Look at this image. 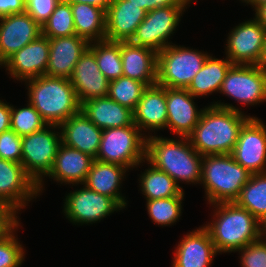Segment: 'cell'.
Instances as JSON below:
<instances>
[{
  "label": "cell",
  "mask_w": 266,
  "mask_h": 267,
  "mask_svg": "<svg viewBox=\"0 0 266 267\" xmlns=\"http://www.w3.org/2000/svg\"><path fill=\"white\" fill-rule=\"evenodd\" d=\"M260 66L266 69V35H265V40L263 44V51L261 55Z\"/></svg>",
  "instance_id": "obj_48"
},
{
  "label": "cell",
  "mask_w": 266,
  "mask_h": 267,
  "mask_svg": "<svg viewBox=\"0 0 266 267\" xmlns=\"http://www.w3.org/2000/svg\"><path fill=\"white\" fill-rule=\"evenodd\" d=\"M235 203L261 222L266 216V173L252 174Z\"/></svg>",
  "instance_id": "obj_31"
},
{
  "label": "cell",
  "mask_w": 266,
  "mask_h": 267,
  "mask_svg": "<svg viewBox=\"0 0 266 267\" xmlns=\"http://www.w3.org/2000/svg\"><path fill=\"white\" fill-rule=\"evenodd\" d=\"M61 143V132L57 125H47L39 131L22 137L21 164L25 172L38 185L39 195L45 190L43 178H47L52 170Z\"/></svg>",
  "instance_id": "obj_8"
},
{
  "label": "cell",
  "mask_w": 266,
  "mask_h": 267,
  "mask_svg": "<svg viewBox=\"0 0 266 267\" xmlns=\"http://www.w3.org/2000/svg\"><path fill=\"white\" fill-rule=\"evenodd\" d=\"M147 87L145 83L121 76L109 82L108 97L134 111Z\"/></svg>",
  "instance_id": "obj_33"
},
{
  "label": "cell",
  "mask_w": 266,
  "mask_h": 267,
  "mask_svg": "<svg viewBox=\"0 0 266 267\" xmlns=\"http://www.w3.org/2000/svg\"><path fill=\"white\" fill-rule=\"evenodd\" d=\"M255 18L259 21L260 24H262L266 29V5L259 6L255 10Z\"/></svg>",
  "instance_id": "obj_46"
},
{
  "label": "cell",
  "mask_w": 266,
  "mask_h": 267,
  "mask_svg": "<svg viewBox=\"0 0 266 267\" xmlns=\"http://www.w3.org/2000/svg\"><path fill=\"white\" fill-rule=\"evenodd\" d=\"M28 101L48 125L60 126L80 111V103L70 79L42 75L24 81Z\"/></svg>",
  "instance_id": "obj_4"
},
{
  "label": "cell",
  "mask_w": 266,
  "mask_h": 267,
  "mask_svg": "<svg viewBox=\"0 0 266 267\" xmlns=\"http://www.w3.org/2000/svg\"><path fill=\"white\" fill-rule=\"evenodd\" d=\"M0 158L21 163L22 137L12 129L0 133Z\"/></svg>",
  "instance_id": "obj_39"
},
{
  "label": "cell",
  "mask_w": 266,
  "mask_h": 267,
  "mask_svg": "<svg viewBox=\"0 0 266 267\" xmlns=\"http://www.w3.org/2000/svg\"><path fill=\"white\" fill-rule=\"evenodd\" d=\"M146 137V160L167 173L176 184H200L203 156L191 145L187 137L168 139L149 134Z\"/></svg>",
  "instance_id": "obj_2"
},
{
  "label": "cell",
  "mask_w": 266,
  "mask_h": 267,
  "mask_svg": "<svg viewBox=\"0 0 266 267\" xmlns=\"http://www.w3.org/2000/svg\"><path fill=\"white\" fill-rule=\"evenodd\" d=\"M123 76L145 83L147 86L157 81V53L149 48L130 42H120Z\"/></svg>",
  "instance_id": "obj_25"
},
{
  "label": "cell",
  "mask_w": 266,
  "mask_h": 267,
  "mask_svg": "<svg viewBox=\"0 0 266 267\" xmlns=\"http://www.w3.org/2000/svg\"><path fill=\"white\" fill-rule=\"evenodd\" d=\"M62 1L69 4H76V3L89 4L99 8H103L105 11L112 2V0H62Z\"/></svg>",
  "instance_id": "obj_45"
},
{
  "label": "cell",
  "mask_w": 266,
  "mask_h": 267,
  "mask_svg": "<svg viewBox=\"0 0 266 267\" xmlns=\"http://www.w3.org/2000/svg\"><path fill=\"white\" fill-rule=\"evenodd\" d=\"M174 252L172 267H210L218 254L204 226L184 235Z\"/></svg>",
  "instance_id": "obj_19"
},
{
  "label": "cell",
  "mask_w": 266,
  "mask_h": 267,
  "mask_svg": "<svg viewBox=\"0 0 266 267\" xmlns=\"http://www.w3.org/2000/svg\"><path fill=\"white\" fill-rule=\"evenodd\" d=\"M60 1L61 0H25V12L42 27Z\"/></svg>",
  "instance_id": "obj_40"
},
{
  "label": "cell",
  "mask_w": 266,
  "mask_h": 267,
  "mask_svg": "<svg viewBox=\"0 0 266 267\" xmlns=\"http://www.w3.org/2000/svg\"><path fill=\"white\" fill-rule=\"evenodd\" d=\"M89 47L94 51L99 70L109 82L123 76L120 42L103 40L91 42Z\"/></svg>",
  "instance_id": "obj_32"
},
{
  "label": "cell",
  "mask_w": 266,
  "mask_h": 267,
  "mask_svg": "<svg viewBox=\"0 0 266 267\" xmlns=\"http://www.w3.org/2000/svg\"><path fill=\"white\" fill-rule=\"evenodd\" d=\"M89 44L77 35L49 38L50 52L45 75L70 79L75 64Z\"/></svg>",
  "instance_id": "obj_21"
},
{
  "label": "cell",
  "mask_w": 266,
  "mask_h": 267,
  "mask_svg": "<svg viewBox=\"0 0 266 267\" xmlns=\"http://www.w3.org/2000/svg\"><path fill=\"white\" fill-rule=\"evenodd\" d=\"M184 11L183 6H167L148 11L129 42L159 53L172 44L168 39L175 33Z\"/></svg>",
  "instance_id": "obj_9"
},
{
  "label": "cell",
  "mask_w": 266,
  "mask_h": 267,
  "mask_svg": "<svg viewBox=\"0 0 266 267\" xmlns=\"http://www.w3.org/2000/svg\"><path fill=\"white\" fill-rule=\"evenodd\" d=\"M72 15L77 36L89 43L103 41L106 36V11L93 5L71 4Z\"/></svg>",
  "instance_id": "obj_28"
},
{
  "label": "cell",
  "mask_w": 266,
  "mask_h": 267,
  "mask_svg": "<svg viewBox=\"0 0 266 267\" xmlns=\"http://www.w3.org/2000/svg\"><path fill=\"white\" fill-rule=\"evenodd\" d=\"M187 89L166 87L167 125L170 132L188 137L198 124L204 108L198 110Z\"/></svg>",
  "instance_id": "obj_18"
},
{
  "label": "cell",
  "mask_w": 266,
  "mask_h": 267,
  "mask_svg": "<svg viewBox=\"0 0 266 267\" xmlns=\"http://www.w3.org/2000/svg\"><path fill=\"white\" fill-rule=\"evenodd\" d=\"M41 35L47 38L76 35L71 4L60 1L48 20L41 27Z\"/></svg>",
  "instance_id": "obj_35"
},
{
  "label": "cell",
  "mask_w": 266,
  "mask_h": 267,
  "mask_svg": "<svg viewBox=\"0 0 266 267\" xmlns=\"http://www.w3.org/2000/svg\"><path fill=\"white\" fill-rule=\"evenodd\" d=\"M146 137L135 124L105 129L95 160L137 168L146 160Z\"/></svg>",
  "instance_id": "obj_6"
},
{
  "label": "cell",
  "mask_w": 266,
  "mask_h": 267,
  "mask_svg": "<svg viewBox=\"0 0 266 267\" xmlns=\"http://www.w3.org/2000/svg\"><path fill=\"white\" fill-rule=\"evenodd\" d=\"M94 160L92 156L61 143L47 176L64 185H83Z\"/></svg>",
  "instance_id": "obj_24"
},
{
  "label": "cell",
  "mask_w": 266,
  "mask_h": 267,
  "mask_svg": "<svg viewBox=\"0 0 266 267\" xmlns=\"http://www.w3.org/2000/svg\"><path fill=\"white\" fill-rule=\"evenodd\" d=\"M237 252H241V267H266V238L261 237Z\"/></svg>",
  "instance_id": "obj_38"
},
{
  "label": "cell",
  "mask_w": 266,
  "mask_h": 267,
  "mask_svg": "<svg viewBox=\"0 0 266 267\" xmlns=\"http://www.w3.org/2000/svg\"><path fill=\"white\" fill-rule=\"evenodd\" d=\"M214 205V206H213ZM213 219L204 225L218 253H232L259 240L261 223L235 202L211 204Z\"/></svg>",
  "instance_id": "obj_3"
},
{
  "label": "cell",
  "mask_w": 266,
  "mask_h": 267,
  "mask_svg": "<svg viewBox=\"0 0 266 267\" xmlns=\"http://www.w3.org/2000/svg\"><path fill=\"white\" fill-rule=\"evenodd\" d=\"M20 224L19 221L0 239V267H19L24 261V248L19 242L18 237L15 235Z\"/></svg>",
  "instance_id": "obj_37"
},
{
  "label": "cell",
  "mask_w": 266,
  "mask_h": 267,
  "mask_svg": "<svg viewBox=\"0 0 266 267\" xmlns=\"http://www.w3.org/2000/svg\"><path fill=\"white\" fill-rule=\"evenodd\" d=\"M132 3H135L140 8L144 9L146 12L152 11L156 8L167 7V6H183L187 9L186 6H190L192 0H128Z\"/></svg>",
  "instance_id": "obj_41"
},
{
  "label": "cell",
  "mask_w": 266,
  "mask_h": 267,
  "mask_svg": "<svg viewBox=\"0 0 266 267\" xmlns=\"http://www.w3.org/2000/svg\"><path fill=\"white\" fill-rule=\"evenodd\" d=\"M251 118L232 104L215 101L205 106L198 124L187 137L201 154H232L243 125Z\"/></svg>",
  "instance_id": "obj_1"
},
{
  "label": "cell",
  "mask_w": 266,
  "mask_h": 267,
  "mask_svg": "<svg viewBox=\"0 0 266 267\" xmlns=\"http://www.w3.org/2000/svg\"><path fill=\"white\" fill-rule=\"evenodd\" d=\"M242 3H246L247 5H251L254 10H256L259 6L266 5V0H240Z\"/></svg>",
  "instance_id": "obj_47"
},
{
  "label": "cell",
  "mask_w": 266,
  "mask_h": 267,
  "mask_svg": "<svg viewBox=\"0 0 266 267\" xmlns=\"http://www.w3.org/2000/svg\"><path fill=\"white\" fill-rule=\"evenodd\" d=\"M226 39V58L232 64L260 65L265 27L254 17L235 26Z\"/></svg>",
  "instance_id": "obj_12"
},
{
  "label": "cell",
  "mask_w": 266,
  "mask_h": 267,
  "mask_svg": "<svg viewBox=\"0 0 266 267\" xmlns=\"http://www.w3.org/2000/svg\"><path fill=\"white\" fill-rule=\"evenodd\" d=\"M59 128L64 145L96 158L103 130L90 121L81 110L63 122Z\"/></svg>",
  "instance_id": "obj_23"
},
{
  "label": "cell",
  "mask_w": 266,
  "mask_h": 267,
  "mask_svg": "<svg viewBox=\"0 0 266 267\" xmlns=\"http://www.w3.org/2000/svg\"><path fill=\"white\" fill-rule=\"evenodd\" d=\"M80 110L102 130L134 124L133 111L108 96L88 100L81 104Z\"/></svg>",
  "instance_id": "obj_27"
},
{
  "label": "cell",
  "mask_w": 266,
  "mask_h": 267,
  "mask_svg": "<svg viewBox=\"0 0 266 267\" xmlns=\"http://www.w3.org/2000/svg\"><path fill=\"white\" fill-rule=\"evenodd\" d=\"M266 123L251 117L241 128L232 156L252 174L266 173Z\"/></svg>",
  "instance_id": "obj_14"
},
{
  "label": "cell",
  "mask_w": 266,
  "mask_h": 267,
  "mask_svg": "<svg viewBox=\"0 0 266 267\" xmlns=\"http://www.w3.org/2000/svg\"><path fill=\"white\" fill-rule=\"evenodd\" d=\"M41 26L26 12L0 18V67L15 52L36 40Z\"/></svg>",
  "instance_id": "obj_16"
},
{
  "label": "cell",
  "mask_w": 266,
  "mask_h": 267,
  "mask_svg": "<svg viewBox=\"0 0 266 267\" xmlns=\"http://www.w3.org/2000/svg\"><path fill=\"white\" fill-rule=\"evenodd\" d=\"M49 38L40 35L8 58L2 66L17 81H26L46 74L49 61Z\"/></svg>",
  "instance_id": "obj_15"
},
{
  "label": "cell",
  "mask_w": 266,
  "mask_h": 267,
  "mask_svg": "<svg viewBox=\"0 0 266 267\" xmlns=\"http://www.w3.org/2000/svg\"><path fill=\"white\" fill-rule=\"evenodd\" d=\"M210 54L198 49L171 44L157 53L156 84L187 89Z\"/></svg>",
  "instance_id": "obj_7"
},
{
  "label": "cell",
  "mask_w": 266,
  "mask_h": 267,
  "mask_svg": "<svg viewBox=\"0 0 266 267\" xmlns=\"http://www.w3.org/2000/svg\"><path fill=\"white\" fill-rule=\"evenodd\" d=\"M63 212L73 224H93L123 208L111 197L97 193L84 184L80 189L66 194Z\"/></svg>",
  "instance_id": "obj_11"
},
{
  "label": "cell",
  "mask_w": 266,
  "mask_h": 267,
  "mask_svg": "<svg viewBox=\"0 0 266 267\" xmlns=\"http://www.w3.org/2000/svg\"><path fill=\"white\" fill-rule=\"evenodd\" d=\"M25 12V0H0V18Z\"/></svg>",
  "instance_id": "obj_43"
},
{
  "label": "cell",
  "mask_w": 266,
  "mask_h": 267,
  "mask_svg": "<svg viewBox=\"0 0 266 267\" xmlns=\"http://www.w3.org/2000/svg\"><path fill=\"white\" fill-rule=\"evenodd\" d=\"M0 100V133L10 128L11 104Z\"/></svg>",
  "instance_id": "obj_44"
},
{
  "label": "cell",
  "mask_w": 266,
  "mask_h": 267,
  "mask_svg": "<svg viewBox=\"0 0 266 267\" xmlns=\"http://www.w3.org/2000/svg\"><path fill=\"white\" fill-rule=\"evenodd\" d=\"M70 82L80 105L94 98L108 96L109 80L99 70L94 51L90 47L75 64Z\"/></svg>",
  "instance_id": "obj_17"
},
{
  "label": "cell",
  "mask_w": 266,
  "mask_h": 267,
  "mask_svg": "<svg viewBox=\"0 0 266 267\" xmlns=\"http://www.w3.org/2000/svg\"><path fill=\"white\" fill-rule=\"evenodd\" d=\"M261 236L266 238V216L261 220Z\"/></svg>",
  "instance_id": "obj_49"
},
{
  "label": "cell",
  "mask_w": 266,
  "mask_h": 267,
  "mask_svg": "<svg viewBox=\"0 0 266 267\" xmlns=\"http://www.w3.org/2000/svg\"><path fill=\"white\" fill-rule=\"evenodd\" d=\"M27 102L26 107L18 109L11 105L10 128L20 137L39 131L48 125L34 106Z\"/></svg>",
  "instance_id": "obj_36"
},
{
  "label": "cell",
  "mask_w": 266,
  "mask_h": 267,
  "mask_svg": "<svg viewBox=\"0 0 266 267\" xmlns=\"http://www.w3.org/2000/svg\"><path fill=\"white\" fill-rule=\"evenodd\" d=\"M252 173L243 168L232 154L205 155L201 181L208 204L235 202Z\"/></svg>",
  "instance_id": "obj_5"
},
{
  "label": "cell",
  "mask_w": 266,
  "mask_h": 267,
  "mask_svg": "<svg viewBox=\"0 0 266 267\" xmlns=\"http://www.w3.org/2000/svg\"><path fill=\"white\" fill-rule=\"evenodd\" d=\"M134 114V124L140 131L152 132L166 129L167 104L166 87L158 84L148 86L139 100Z\"/></svg>",
  "instance_id": "obj_22"
},
{
  "label": "cell",
  "mask_w": 266,
  "mask_h": 267,
  "mask_svg": "<svg viewBox=\"0 0 266 267\" xmlns=\"http://www.w3.org/2000/svg\"><path fill=\"white\" fill-rule=\"evenodd\" d=\"M128 170L119 164L94 160L83 184L97 193L113 198L125 209L128 201L119 190Z\"/></svg>",
  "instance_id": "obj_26"
},
{
  "label": "cell",
  "mask_w": 266,
  "mask_h": 267,
  "mask_svg": "<svg viewBox=\"0 0 266 267\" xmlns=\"http://www.w3.org/2000/svg\"><path fill=\"white\" fill-rule=\"evenodd\" d=\"M148 168L139 177V187L146 200L184 196L182 190L167 173L155 168L147 160Z\"/></svg>",
  "instance_id": "obj_30"
},
{
  "label": "cell",
  "mask_w": 266,
  "mask_h": 267,
  "mask_svg": "<svg viewBox=\"0 0 266 267\" xmlns=\"http://www.w3.org/2000/svg\"><path fill=\"white\" fill-rule=\"evenodd\" d=\"M209 55L199 73L193 78L187 91L195 98L219 92L227 72L233 65L227 58L218 59Z\"/></svg>",
  "instance_id": "obj_29"
},
{
  "label": "cell",
  "mask_w": 266,
  "mask_h": 267,
  "mask_svg": "<svg viewBox=\"0 0 266 267\" xmlns=\"http://www.w3.org/2000/svg\"><path fill=\"white\" fill-rule=\"evenodd\" d=\"M219 93L245 106L266 102V69L260 65L233 64Z\"/></svg>",
  "instance_id": "obj_10"
},
{
  "label": "cell",
  "mask_w": 266,
  "mask_h": 267,
  "mask_svg": "<svg viewBox=\"0 0 266 267\" xmlns=\"http://www.w3.org/2000/svg\"><path fill=\"white\" fill-rule=\"evenodd\" d=\"M184 196H174L156 200H146L150 219L158 226L173 225L182 215Z\"/></svg>",
  "instance_id": "obj_34"
},
{
  "label": "cell",
  "mask_w": 266,
  "mask_h": 267,
  "mask_svg": "<svg viewBox=\"0 0 266 267\" xmlns=\"http://www.w3.org/2000/svg\"><path fill=\"white\" fill-rule=\"evenodd\" d=\"M146 11L128 0H112L106 10L105 40L129 42L137 27L146 17Z\"/></svg>",
  "instance_id": "obj_20"
},
{
  "label": "cell",
  "mask_w": 266,
  "mask_h": 267,
  "mask_svg": "<svg viewBox=\"0 0 266 267\" xmlns=\"http://www.w3.org/2000/svg\"><path fill=\"white\" fill-rule=\"evenodd\" d=\"M38 185L25 172L21 163L0 158V205L15 214L37 198Z\"/></svg>",
  "instance_id": "obj_13"
},
{
  "label": "cell",
  "mask_w": 266,
  "mask_h": 267,
  "mask_svg": "<svg viewBox=\"0 0 266 267\" xmlns=\"http://www.w3.org/2000/svg\"><path fill=\"white\" fill-rule=\"evenodd\" d=\"M18 219L11 209L3 206L0 208V239L19 222Z\"/></svg>",
  "instance_id": "obj_42"
}]
</instances>
